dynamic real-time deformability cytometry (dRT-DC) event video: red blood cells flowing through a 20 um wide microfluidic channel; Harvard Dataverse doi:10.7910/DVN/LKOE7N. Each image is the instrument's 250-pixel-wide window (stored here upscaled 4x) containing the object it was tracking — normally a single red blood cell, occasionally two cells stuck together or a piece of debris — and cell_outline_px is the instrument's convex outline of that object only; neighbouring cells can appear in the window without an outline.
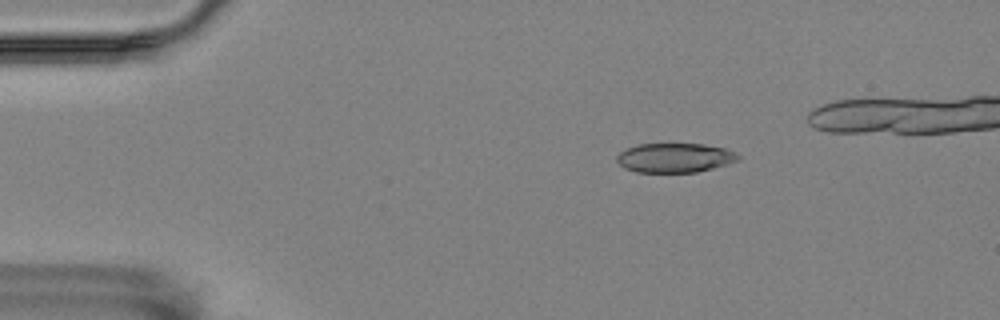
{"species": "Egyptian fruit bat (a non-hibernating species)", "species_latin": "Rousettus aegyptiacus", "temperature_condition": "room temperature", "stored_images_in_passage": 50, "camera_frame_rate_fps": 3000, "um_per_image_px": 0.085, "animal": {"sex": "female"}, "frame": {"image": 1, "passage_image": 10, "time_ms": 3.0, "image_size_px": [1000, 320], "cell_outline_px": [[740, 156], [736, 160], [712, 168], [696, 172], [636, 172], [624, 168], [616, 160], [616, 156], [620, 152], [628, 148], [640, 144], [704, 144], [724, 148], [736, 152]], "centroid_in_image_um": [57.32, 13.41], "position_along_channel_um": 27.7, "area_um2": 20.52}}
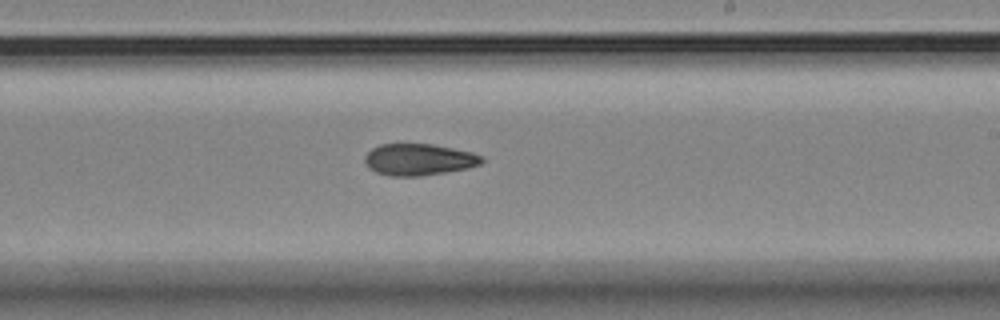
{"frame": {"image": 2, "passage_image": 34, "time_ms": 11.0, "image_size_px": [1000, 320], "cell_outline_px": [[484, 160], [480, 164], [468, 168], [420, 176], [388, 176], [376, 172], [368, 168], [364, 160], [364, 156], [372, 148], [380, 144], [432, 144], [472, 152], [484, 156]], "centroid_in_image_um": [35.59, 13.56], "position_along_channel_um": 253.4, "area_um2": 21.62}}
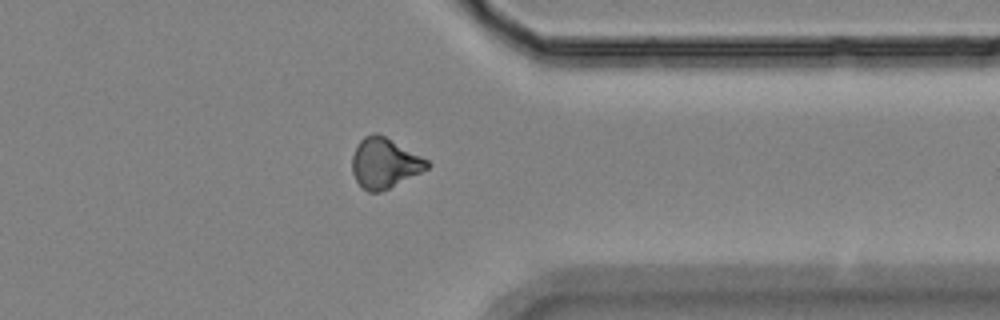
{"frame": {"image": 3, "passage_image": 45, "time_ms": 14.667, "image_size_px": [1000, 320], "cell_outline_px": [[432, 164], [428, 168], [380, 192], [368, 192], [356, 180], [352, 172], [352, 156], [360, 140], [364, 136], [372, 132], [376, 132], [384, 136], [428, 160]], "centroid_in_image_um": [32.66, 13.85], "position_along_channel_um": 378.7, "area_um2": 21.5}}